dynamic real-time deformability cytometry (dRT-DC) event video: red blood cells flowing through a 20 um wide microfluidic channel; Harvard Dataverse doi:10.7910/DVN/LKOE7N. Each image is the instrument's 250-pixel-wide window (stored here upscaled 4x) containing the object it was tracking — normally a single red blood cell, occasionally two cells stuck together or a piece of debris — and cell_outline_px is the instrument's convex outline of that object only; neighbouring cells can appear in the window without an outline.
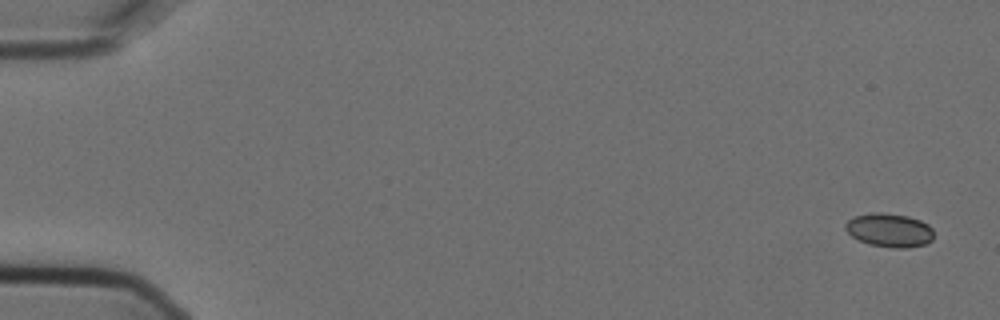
{"species": "Egyptian fruit bat (a non-hibernating species)", "species_latin": "Rousettus aegyptiacus", "temperature_condition": "cold", "stored_images_in_passage": 16, "camera_frame_rate_fps": 3000, "um_per_image_px": 0.085, "animal": {"sex": "female"}, "frame": {"image": 1, "passage_image": 1, "time_ms": 0.0, "image_size_px": [1000, 320], "cell_outline_px": [[932, 240], [924, 244], [904, 248], [896, 248], [868, 244], [852, 236], [844, 228], [844, 224], [848, 220], [856, 216], [872, 212], [880, 212], [908, 216], [920, 220], [928, 224], [932, 228]], "centroid_in_image_um": [75.58, 19.55], "position_along_channel_um": 9.4, "area_um2": 17.22}}
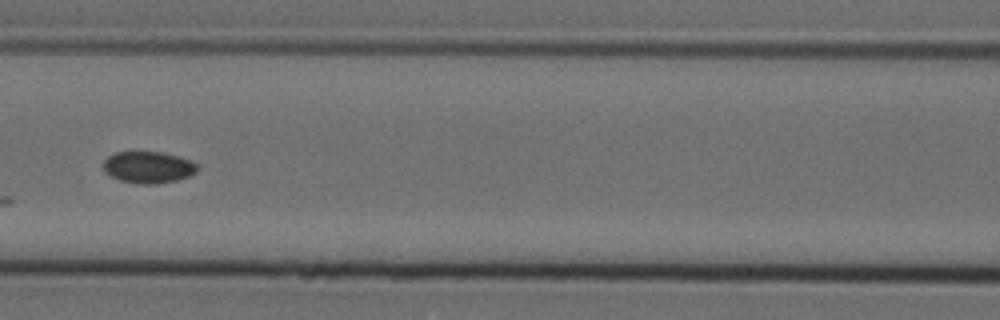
{"frame": {"image": 2, "passage_image": 7, "time_ms": 2.0, "image_size_px": [1000, 320], "cell_outline_px": [[196, 172], [192, 176], [176, 180], [156, 184], [136, 184], [120, 180], [104, 172], [104, 160], [108, 156], [116, 152], [160, 152], [192, 160], [196, 164]], "centroid_in_image_um": [12.6, 14.23], "position_along_channel_um": 154.0, "area_um2": 17.34}}
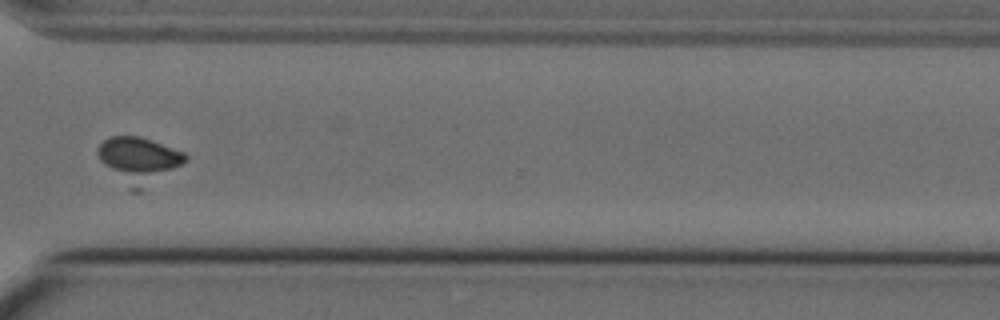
{"frame": {"image": 3, "passage_image": 12, "time_ms": 3.667, "image_size_px": [1000, 320], "cell_outline_px": [[188, 160], [140, 192], [132, 192], [100, 160], [96, 152], [96, 148], [108, 136], [140, 136], [152, 140], [184, 152], [188, 156]], "centroid_in_image_um": [11.8, 13.61], "position_along_channel_um": 358.8, "area_um2": 23.41}}